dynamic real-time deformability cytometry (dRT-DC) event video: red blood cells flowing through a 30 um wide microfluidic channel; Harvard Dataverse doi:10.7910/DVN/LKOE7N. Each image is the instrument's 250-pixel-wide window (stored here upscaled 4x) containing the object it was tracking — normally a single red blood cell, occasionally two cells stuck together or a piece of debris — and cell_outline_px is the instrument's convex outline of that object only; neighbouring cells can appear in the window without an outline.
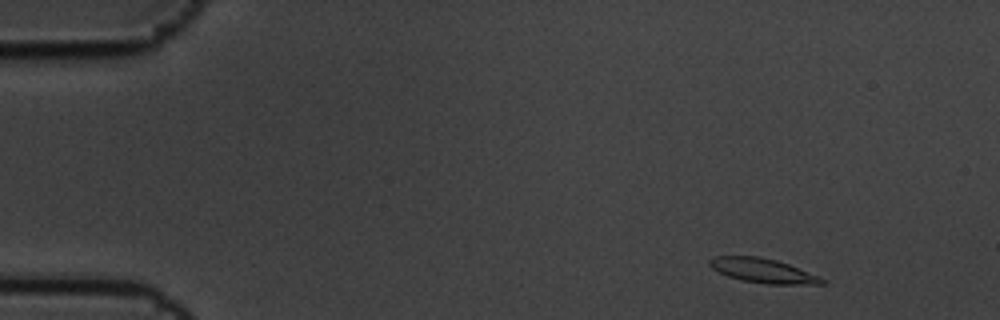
{"species": "common noctule bat (a hibernating species)", "species_latin": "Nyctalus noctula", "temperature_condition": "cold", "stored_images_in_passage": 12, "camera_frame_rate_fps": 3000, "um_per_image_px": 0.085, "animal": {"sex": "male", "body_mass_g": 19.5, "forearm_length_mm": 54.6}, "frame": {"image": 1, "passage_image": 1, "time_ms": 0.0, "image_size_px": [1000, 320], "cell_outline_px": [[824, 284], [768, 284], [744, 280], [728, 276], [712, 268], [708, 264], [708, 260], [712, 256], [756, 256], [776, 260], [788, 264], [820, 276], [824, 280]], "centroid_in_image_um": [64.83, 22.99], "position_along_channel_um": 20.2, "area_um2": 15.78}}
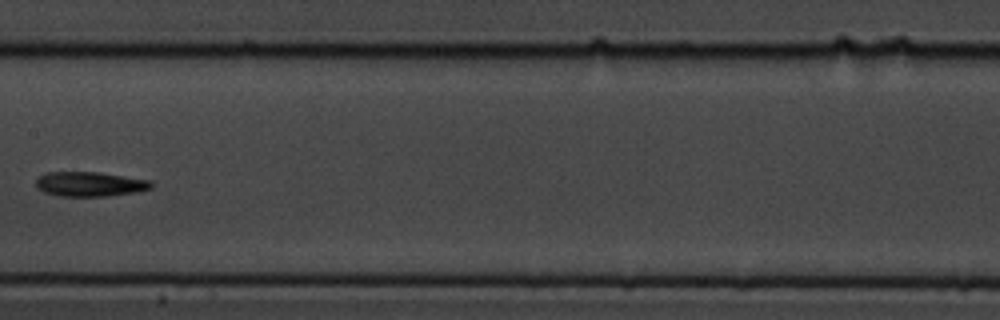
{"frame": {"image": 2, "passage_image": 7, "time_ms": 2.0, "image_size_px": [1000, 320], "cell_outline_px": [[152, 188], [136, 192], [108, 196], [60, 196], [44, 192], [36, 188], [36, 180], [40, 176], [48, 172], [96, 172], [152, 180]], "centroid_in_image_um": [7.64, 15.65], "position_along_channel_um": 199.8, "area_um2": 16.53}}
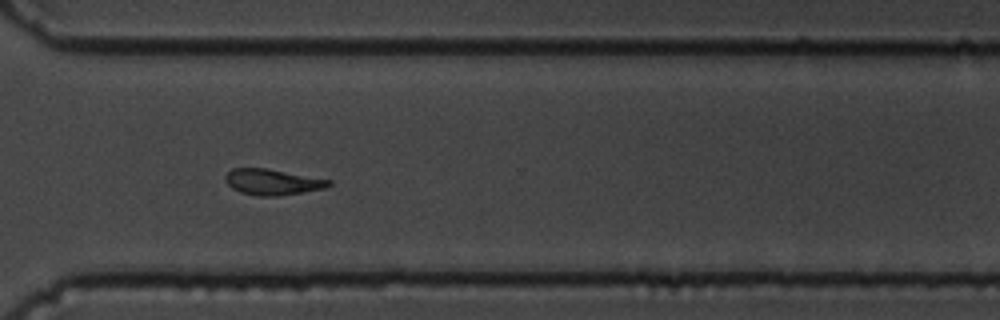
{"frame": {"image": 3, "passage_image": 11, "time_ms": 3.333, "image_size_px": [1000, 320], "cell_outline_px": [[332, 184], [324, 188], [276, 196], [260, 196], [240, 192], [232, 188], [224, 180], [224, 176], [232, 168], [264, 168], [332, 180]], "centroid_in_image_um": [23.12, 15.46], "position_along_channel_um": 347.5, "area_um2": 15.37}}